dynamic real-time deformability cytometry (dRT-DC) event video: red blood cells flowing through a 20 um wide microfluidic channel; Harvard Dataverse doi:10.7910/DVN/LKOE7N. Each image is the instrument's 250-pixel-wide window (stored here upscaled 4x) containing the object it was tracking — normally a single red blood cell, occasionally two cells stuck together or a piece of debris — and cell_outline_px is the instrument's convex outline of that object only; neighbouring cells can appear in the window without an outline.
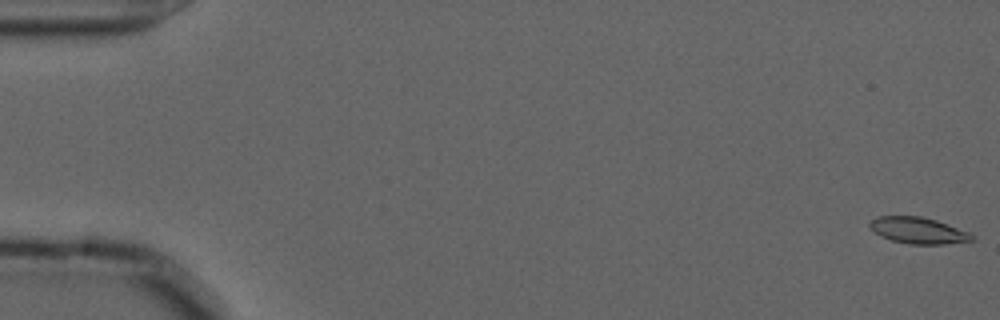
{"species": "common noctule bat (a hibernating species)", "species_latin": "Nyctalus noctula", "temperature_condition": "cold", "stored_images_in_passage": 56, "camera_frame_rate_fps": 3000, "um_per_image_px": 0.085, "animal": {"sex": "male", "forearm_length_mm": 52.5}, "frame": {"image": 1, "passage_image": 1, "time_ms": 0.0, "image_size_px": [1000, 320], "cell_outline_px": [[976, 240], [944, 244], [908, 244], [892, 240], [880, 236], [868, 224], [876, 216], [920, 216], [936, 220], [948, 224], [968, 232]], "centroid_in_image_um": [78.05, 19.59], "position_along_channel_um": 7.0, "area_um2": 15.55}}
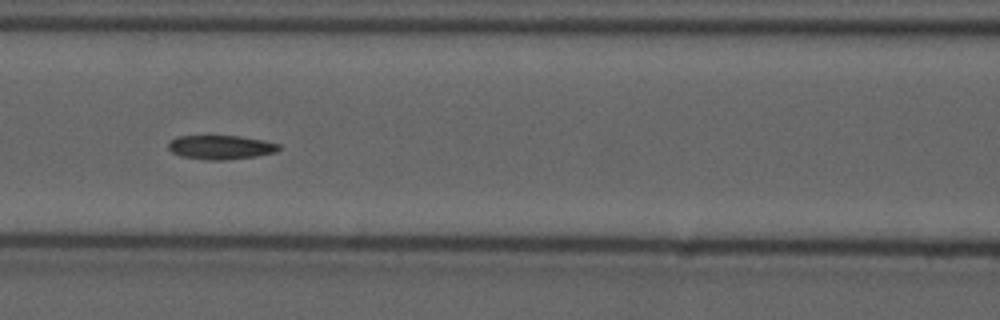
{"frame": {"image": 2, "passage_image": 25, "time_ms": 8.0, "image_size_px": [1000, 320], "cell_outline_px": [[280, 148], [276, 152], [256, 156], [224, 160], [204, 160], [180, 156], [172, 152], [168, 148], [168, 144], [176, 136], [240, 136], [264, 140], [280, 144]], "centroid_in_image_um": [18.76, 12.52], "position_along_channel_um": 147.8, "area_um2": 15.55}}
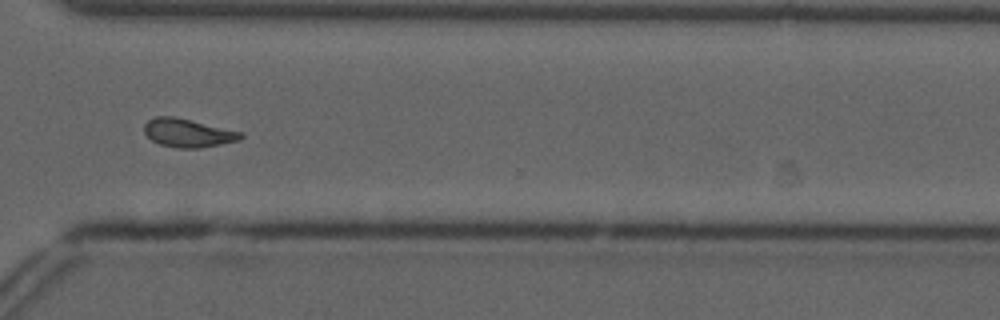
{"frame": {"image": 3, "passage_image": 42, "time_ms": 13.667, "image_size_px": [1000, 320], "cell_outline_px": [[244, 136], [240, 140], [200, 148], [176, 148], [160, 144], [152, 140], [144, 132], [144, 124], [148, 120], [156, 116], [176, 116], [244, 132]], "centroid_in_image_um": [16.0, 11.29], "position_along_channel_um": 354.6, "area_um2": 16.18}, "authors_computed_cell_mechanics": {"area_um2": 15.7505, "velocity_mm_per_s": 3.6518, "shape_relaxation_time_tau1_ms": null, "shape_relaxation_time_tau2_ms": 4.8415, "deformation_change_tau1": null, "deformation_change_tau2": 0.1101}}